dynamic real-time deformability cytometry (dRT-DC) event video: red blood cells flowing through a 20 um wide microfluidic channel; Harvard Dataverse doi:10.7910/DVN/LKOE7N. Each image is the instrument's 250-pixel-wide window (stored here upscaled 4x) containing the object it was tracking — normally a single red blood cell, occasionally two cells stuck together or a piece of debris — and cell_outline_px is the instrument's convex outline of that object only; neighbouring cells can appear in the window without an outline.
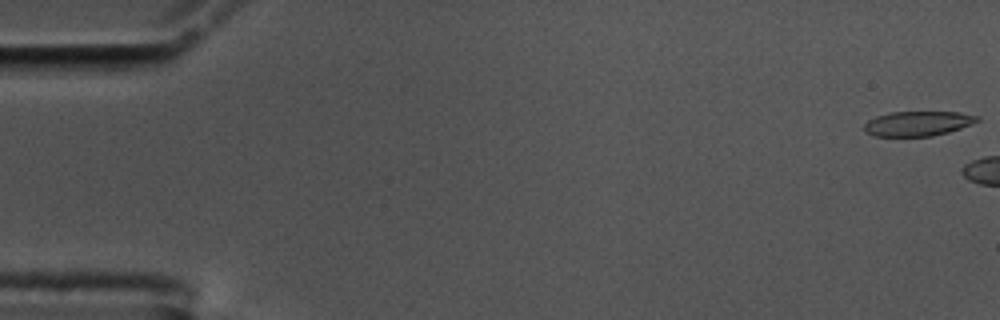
{"species": "common noctule bat (a hibernating species)", "species_latin": "Nyctalus noctula", "temperature_condition": "cold", "stored_images_in_passage": 5, "camera_frame_rate_fps": 3000, "um_per_image_px": 0.085, "animal": {"sex": "male", "body_mass_g": 17.5, "forearm_length_mm": 52.3}, "frame": {"image": 1, "passage_image": 1, "time_ms": 0.0, "image_size_px": [1000, 320], "cell_outline_px": [[980, 120], [960, 128], [948, 132], [932, 136], [872, 136], [864, 132], [864, 124], [868, 120], [876, 116], [892, 112], [960, 112], [980, 116]], "centroid_in_image_um": [77.99, 10.5], "position_along_channel_um": 7.0, "area_um2": 16.36}}